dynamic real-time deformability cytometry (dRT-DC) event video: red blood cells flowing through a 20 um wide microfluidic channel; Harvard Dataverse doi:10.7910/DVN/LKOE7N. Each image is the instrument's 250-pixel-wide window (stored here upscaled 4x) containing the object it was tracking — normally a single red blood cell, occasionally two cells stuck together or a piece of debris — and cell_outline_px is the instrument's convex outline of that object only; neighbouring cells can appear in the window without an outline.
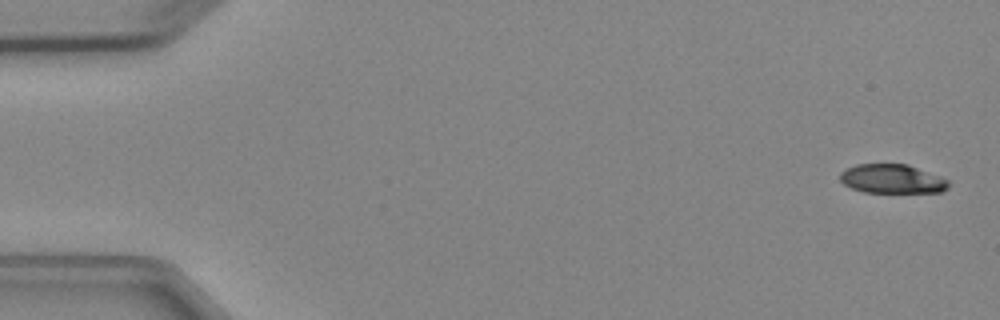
{"species": "Egyptian fruit bat (a non-hibernating species)", "species_latin": "Rousettus aegyptiacus", "temperature_condition": "cold", "stored_images_in_passage": 5, "camera_frame_rate_fps": 3000, "um_per_image_px": 0.085, "animal": {"sex": "female"}, "frame": {"image": 1, "passage_image": 1, "time_ms": 0.0, "image_size_px": [1000, 320], "cell_outline_px": [[948, 188], [944, 192], [864, 192], [852, 188], [844, 184], [840, 180], [840, 172], [856, 164], [908, 164], [940, 176], [948, 180]], "centroid_in_image_um": [75.84, 15.2], "position_along_channel_um": 9.2, "area_um2": 18.32}}
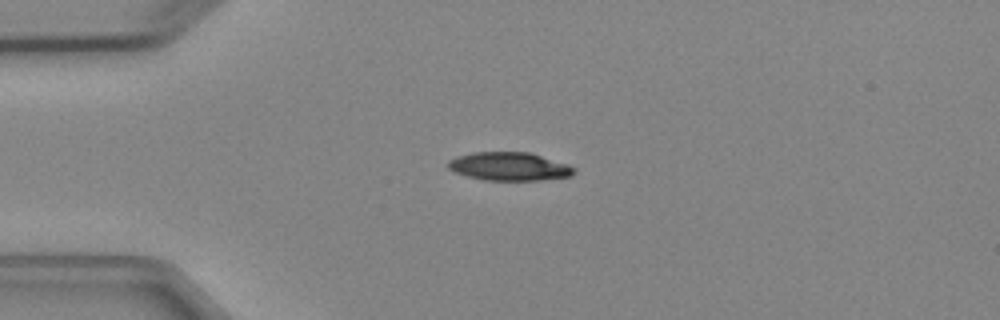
{"frame": {"image": 2, "passage_image": 4, "time_ms": 3.667, "image_size_px": [1000, 320], "cell_outline_px": [[576, 172], [572, 176], [540, 180], [484, 180], [468, 176], [456, 172], [448, 168], [448, 160], [456, 156], [472, 152], [528, 152], [568, 164], [576, 168]], "centroid_in_image_um": [43.3, 14.14], "position_along_channel_um": 41.7, "area_um2": 20.81}}